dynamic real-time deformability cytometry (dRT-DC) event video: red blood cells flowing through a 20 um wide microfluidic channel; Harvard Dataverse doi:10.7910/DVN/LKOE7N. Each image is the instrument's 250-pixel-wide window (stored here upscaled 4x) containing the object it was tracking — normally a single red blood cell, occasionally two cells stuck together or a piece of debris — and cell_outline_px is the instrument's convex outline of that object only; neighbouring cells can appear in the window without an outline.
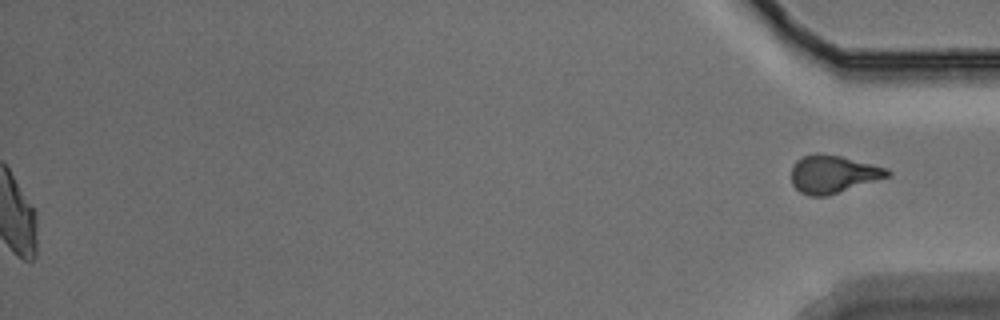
{"species": "Egyptian fruit bat (a non-hibernating species)", "species_latin": "Rousettus aegyptiacus", "temperature_condition": "warm", "stored_images_in_passage": 52, "segment_of_instrument_passage": [2, 2], "camera_frame_rate_fps": 3000, "um_per_image_px": 0.085, "animal": {"sex": "male"}, "frame": {"image": 1, "passage_image": 52, "time_ms": 17.0, "image_size_px": [1000, 320], "cell_outline_px": [[892, 176], [824, 196], [808, 196], [800, 192], [792, 184], [792, 168], [796, 160], [804, 156], [816, 152], [820, 152], [840, 156], [888, 168], [892, 172]], "centroid_in_image_um": [70.82, 14.79], "position_along_channel_um": 364.4, "area_um2": 21.15}}